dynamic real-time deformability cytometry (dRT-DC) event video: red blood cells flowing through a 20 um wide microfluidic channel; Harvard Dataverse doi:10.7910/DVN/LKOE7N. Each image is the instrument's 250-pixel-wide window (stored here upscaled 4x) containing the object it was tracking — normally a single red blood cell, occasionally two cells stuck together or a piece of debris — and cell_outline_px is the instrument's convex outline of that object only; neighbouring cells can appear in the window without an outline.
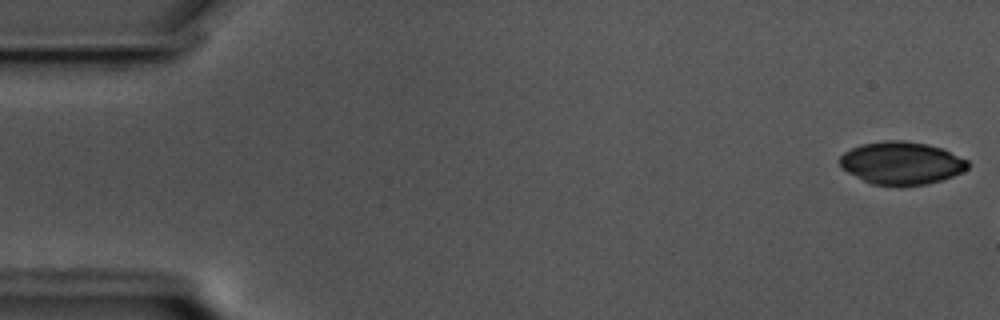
{"species": "common noctule bat (a hibernating species)", "species_latin": "Nyctalus noctula", "temperature_condition": "cold", "stored_images_in_passage": 9, "camera_frame_rate_fps": 3000, "um_per_image_px": 0.085, "animal": {"sex": "male", "body_mass_g": 17.5, "forearm_length_mm": 52.3}, "frame": {"image": 1, "passage_image": 1, "time_ms": 0.0, "image_size_px": [1000, 320], "cell_outline_px": [[968, 168], [952, 176], [928, 184], [872, 184], [840, 168], [840, 156], [844, 152], [860, 144], [884, 140], [904, 140], [928, 144], [940, 148], [968, 160]], "centroid_in_image_um": [76.6, 13.83], "position_along_channel_um": 8.4, "area_um2": 31.39}}